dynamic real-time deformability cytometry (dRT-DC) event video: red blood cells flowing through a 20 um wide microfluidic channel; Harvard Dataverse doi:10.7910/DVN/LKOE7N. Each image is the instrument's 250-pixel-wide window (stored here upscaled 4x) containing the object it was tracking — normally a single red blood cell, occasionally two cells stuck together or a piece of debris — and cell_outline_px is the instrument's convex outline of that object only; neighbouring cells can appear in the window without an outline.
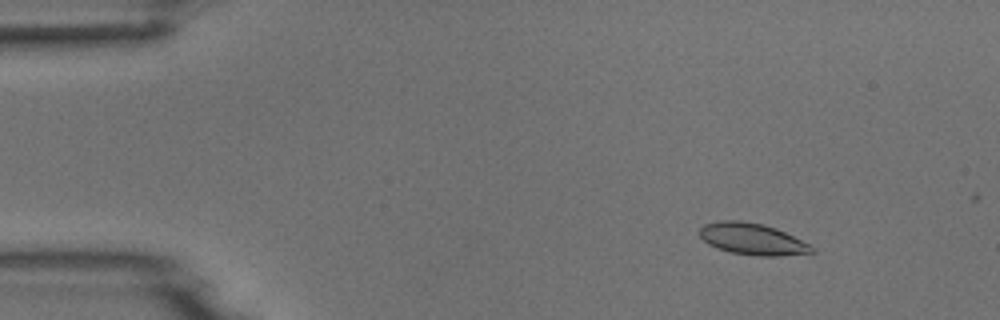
{"species": "common noctule bat (a hibernating species)", "species_latin": "Nyctalus noctula", "temperature_condition": "room temperature", "stored_images_in_passage": 13, "camera_frame_rate_fps": 3000, "um_per_image_px": 0.085, "animal": {"sex": "male", "body_mass_g": 18.8}, "frame": {"image": 1, "passage_image": 7, "time_ms": 2.0, "image_size_px": [1000, 320], "cell_outline_px": [[816, 252], [776, 256], [756, 256], [732, 252], [716, 248], [708, 244], [696, 232], [704, 224], [720, 220], [740, 220], [764, 224], [776, 228], [808, 244]], "centroid_in_image_um": [63.88, 20.3], "position_along_channel_um": 21.1, "area_um2": 20.58}}